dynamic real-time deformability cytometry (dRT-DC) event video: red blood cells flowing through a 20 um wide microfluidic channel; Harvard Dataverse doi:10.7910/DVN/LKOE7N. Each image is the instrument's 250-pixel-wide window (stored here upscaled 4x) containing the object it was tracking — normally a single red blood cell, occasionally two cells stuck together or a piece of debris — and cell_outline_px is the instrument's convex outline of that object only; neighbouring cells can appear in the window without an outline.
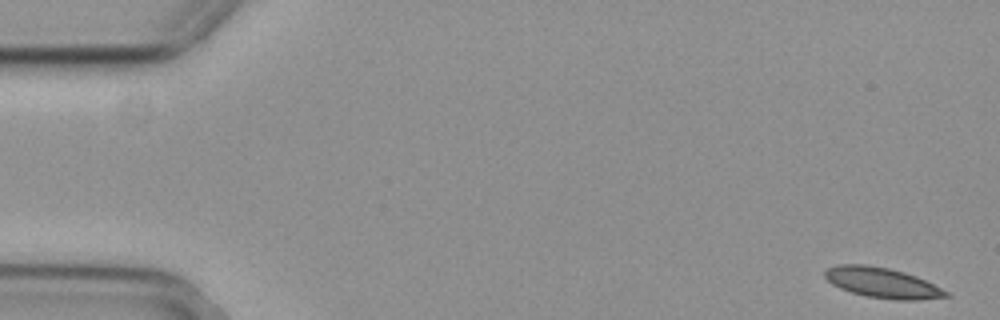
{"species": "common noctule bat (a hibernating species)", "species_latin": "Nyctalus noctula", "temperature_condition": "cold", "stored_images_in_passage": 2, "camera_frame_rate_fps": 3000, "um_per_image_px": 0.085, "animal": {"sex": "female", "body_mass_g": 29.2, "forearm_length_mm": 56.3}, "frame": {"image": 1, "passage_image": 1, "time_ms": 0.0, "image_size_px": [1000, 320], "cell_outline_px": [[952, 296], [916, 300], [896, 300], [868, 296], [852, 292], [840, 288], [832, 284], [824, 276], [824, 272], [828, 268], [836, 264], [864, 264], [888, 268], [904, 272], [916, 276], [948, 292]], "centroid_in_image_um": [74.97, 24.03], "position_along_channel_um": 10.0, "area_um2": 21.15}}